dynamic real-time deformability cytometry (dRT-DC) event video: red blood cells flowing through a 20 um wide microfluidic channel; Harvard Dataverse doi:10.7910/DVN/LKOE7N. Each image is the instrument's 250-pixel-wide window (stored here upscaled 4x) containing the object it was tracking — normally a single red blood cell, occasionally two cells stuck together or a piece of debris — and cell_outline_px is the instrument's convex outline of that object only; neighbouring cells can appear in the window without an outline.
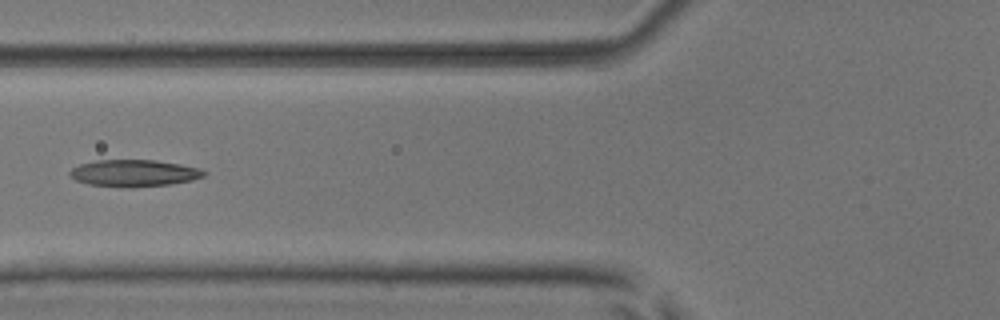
{"species": "common noctule bat (a hibernating species)", "species_latin": "Nyctalus noctula", "temperature_condition": "room temperature", "stored_images_in_passage": 6, "camera_frame_rate_fps": 3000, "um_per_image_px": 0.085, "animal": {"sex": "male", "body_mass_g": 17.9, "forearm_length_mm": 54.2}, "frame": {"image": 1, "passage_image": 5, "time_ms": 4.667, "image_size_px": [1000, 320], "cell_outline_px": [[208, 172], [204, 176], [192, 180], [168, 184], [132, 188], [128, 188], [88, 184], [76, 180], [68, 176], [68, 172], [72, 168], [80, 164], [96, 160], [156, 160], [180, 164], [200, 168]], "centroid_in_image_um": [11.38, 14.72], "position_along_channel_um": 114.4, "area_um2": 21.15}}
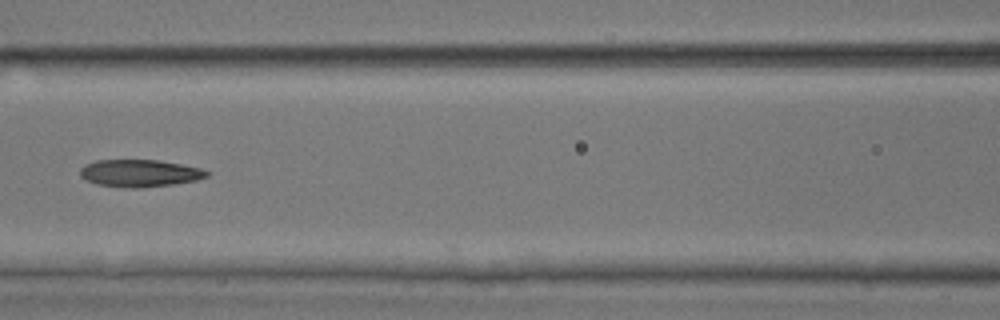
{"frame": {"image": 2, "passage_image": 6, "time_ms": 5.667, "image_size_px": [1000, 320], "cell_outline_px": [[208, 176], [196, 180], [172, 184], [144, 188], [132, 188], [96, 184], [84, 180], [80, 176], [80, 168], [84, 164], [96, 160], [160, 160], [200, 168], [208, 172]], "centroid_in_image_um": [11.82, 14.72], "position_along_channel_um": 154.8, "area_um2": 20.17}}